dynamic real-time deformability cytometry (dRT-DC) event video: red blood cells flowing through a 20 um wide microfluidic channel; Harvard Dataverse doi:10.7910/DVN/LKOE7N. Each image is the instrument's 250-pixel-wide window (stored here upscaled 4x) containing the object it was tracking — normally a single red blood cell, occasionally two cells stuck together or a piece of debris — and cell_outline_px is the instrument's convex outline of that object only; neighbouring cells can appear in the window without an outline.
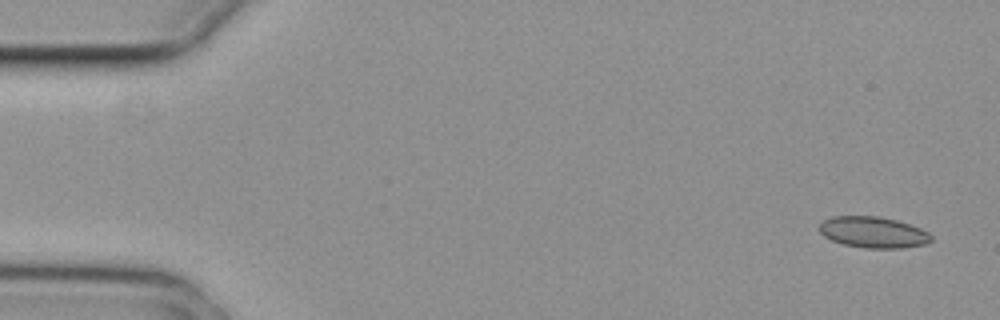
{"species": "common noctule bat (a hibernating species)", "species_latin": "Nyctalus noctula", "temperature_condition": "cold", "stored_images_in_passage": 5, "camera_frame_rate_fps": 3000, "um_per_image_px": 0.085, "animal": {"sex": "female", "body_mass_g": 29.2, "forearm_length_mm": 56.3}, "frame": {"image": 1, "passage_image": 1, "time_ms": 0.0, "image_size_px": [1000, 320], "cell_outline_px": [[932, 240], [924, 244], [900, 248], [864, 248], [844, 244], [832, 240], [824, 236], [820, 232], [820, 224], [824, 220], [832, 216], [880, 216], [896, 220], [920, 228], [928, 232], [932, 236]], "centroid_in_image_um": [74.22, 19.74], "position_along_channel_um": 10.8, "area_um2": 20.17}}